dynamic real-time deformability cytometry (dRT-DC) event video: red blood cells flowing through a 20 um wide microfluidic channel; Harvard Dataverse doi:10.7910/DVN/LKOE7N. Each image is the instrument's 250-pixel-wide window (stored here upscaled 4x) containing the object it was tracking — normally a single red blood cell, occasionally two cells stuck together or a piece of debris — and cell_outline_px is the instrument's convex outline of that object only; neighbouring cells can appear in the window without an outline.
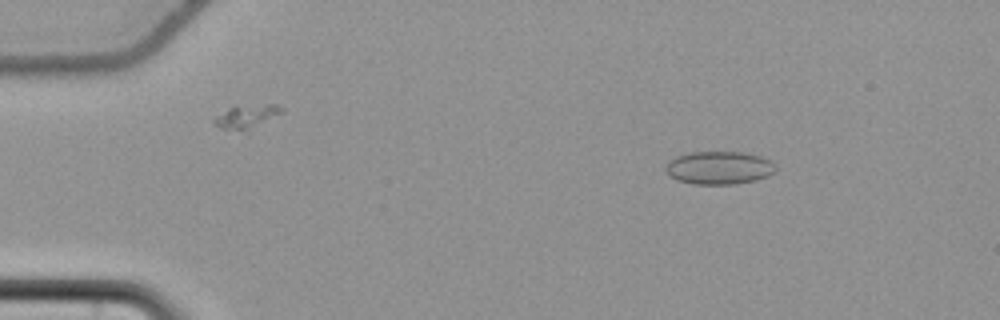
{"species": "common noctule bat (a hibernating species)", "species_latin": "Nyctalus noctula", "temperature_condition": "cold", "stored_images_in_passage": 58, "camera_frame_rate_fps": 3000, "um_per_image_px": 0.085, "animal": {"sex": "female", "body_mass_g": 22.7, "forearm_length_mm": 54.2}, "frame": {"image": 1, "passage_image": 10, "time_ms": 3.0, "image_size_px": [1000, 320], "cell_outline_px": [[776, 172], [768, 176], [756, 180], [736, 184], [692, 184], [676, 180], [668, 176], [664, 168], [668, 160], [676, 156], [688, 152], [744, 152], [760, 156], [776, 164]], "centroid_in_image_um": [61.09, 14.26], "position_along_channel_um": 23.9, "area_um2": 21.56}}
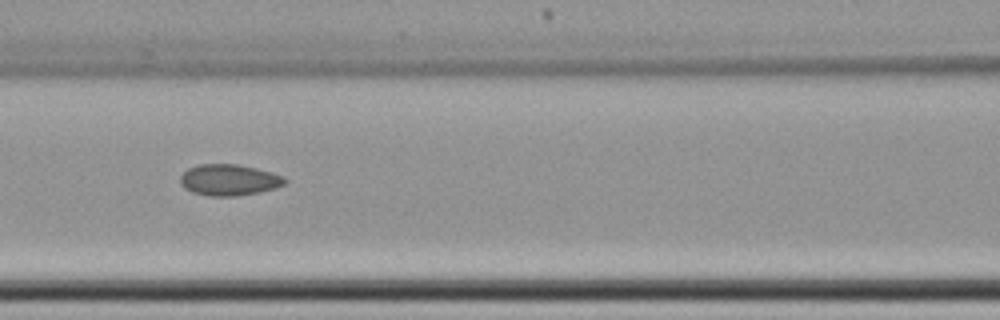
{"frame": {"image": 2, "passage_image": 27, "time_ms": 8.667, "image_size_px": [1000, 320], "cell_outline_px": [[288, 180], [284, 184], [276, 188], [260, 192], [236, 196], [208, 196], [192, 192], [184, 188], [180, 184], [180, 176], [188, 168], [200, 164], [236, 164], [256, 168], [272, 172], [284, 176]], "centroid_in_image_um": [19.48, 15.3], "position_along_channel_um": 147.1, "area_um2": 19.19}}
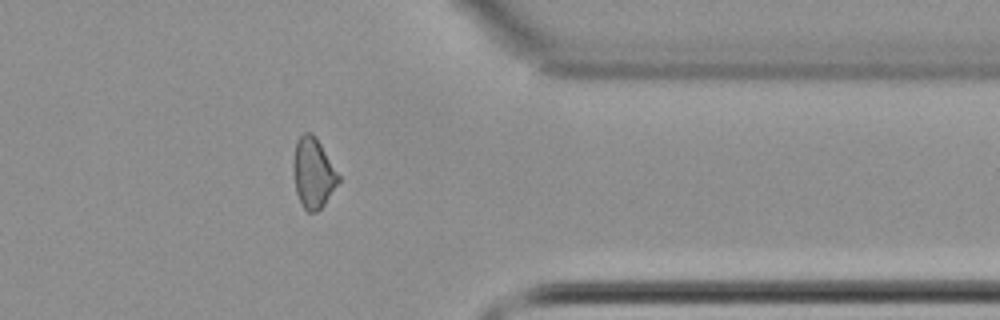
{"frame": {"image": 3, "passage_image": 47, "time_ms": 15.333, "image_size_px": [1000, 320], "cell_outline_px": [[340, 180], [324, 204], [316, 212], [308, 212], [304, 208], [296, 192], [292, 172], [292, 164], [296, 140], [304, 132], [312, 132], [316, 136], [340, 176]], "centroid_in_image_um": [26.6, 14.67], "position_along_channel_um": 384.8, "area_um2": 18.55}, "authors_computed_cell_mechanics": {"area_um2": 19.0162, "velocity_mm_per_s": 3.7258, "shape_relaxation_time_tau1_ms": null, "shape_relaxation_time_tau2_ms": 4.1157, "deformation_change_tau1": null, "deformation_change_tau2": 0.0772}}